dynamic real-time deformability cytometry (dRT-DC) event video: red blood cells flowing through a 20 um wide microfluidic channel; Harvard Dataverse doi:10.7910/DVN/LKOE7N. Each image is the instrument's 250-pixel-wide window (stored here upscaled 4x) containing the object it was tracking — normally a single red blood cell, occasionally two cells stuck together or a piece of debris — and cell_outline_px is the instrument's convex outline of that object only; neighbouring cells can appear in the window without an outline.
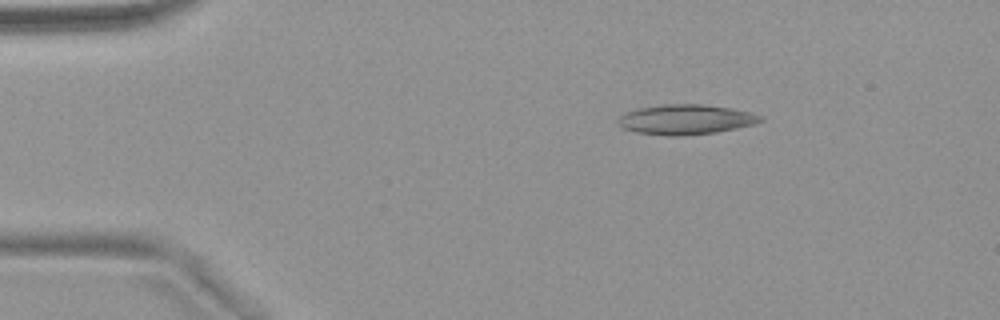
{"species": "common noctule bat (a hibernating species)", "species_latin": "Nyctalus noctula", "temperature_condition": "warm", "stored_images_in_passage": 49, "camera_frame_rate_fps": 3000, "um_per_image_px": 0.085, "animal": {"sex": "female", "body_mass_g": 18.4}, "frame": {"image": 1, "passage_image": 5, "time_ms": 1.333, "image_size_px": [1000, 320], "cell_outline_px": [[764, 120], [756, 124], [716, 132], [676, 136], [668, 136], [636, 132], [624, 128], [616, 120], [624, 112], [636, 108], [664, 104], [700, 104], [732, 108], [752, 112], [764, 116]], "centroid_in_image_um": [58.31, 10.15], "position_along_channel_um": 26.7, "area_um2": 25.03}}
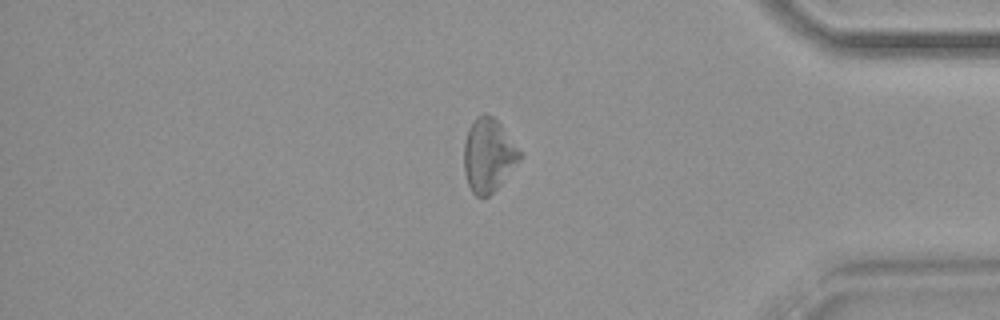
{"frame": {"image": 2, "passage_image": 41, "time_ms": 13.333, "image_size_px": [1000, 320], "cell_outline_px": [[524, 156], [500, 184], [488, 196], [476, 196], [472, 192], [468, 184], [464, 172], [464, 144], [468, 128], [472, 120], [476, 116], [484, 112], [492, 116], [500, 124], [524, 152]], "centroid_in_image_um": [41.54, 13.16], "position_along_channel_um": 393.7, "area_um2": 24.16}}
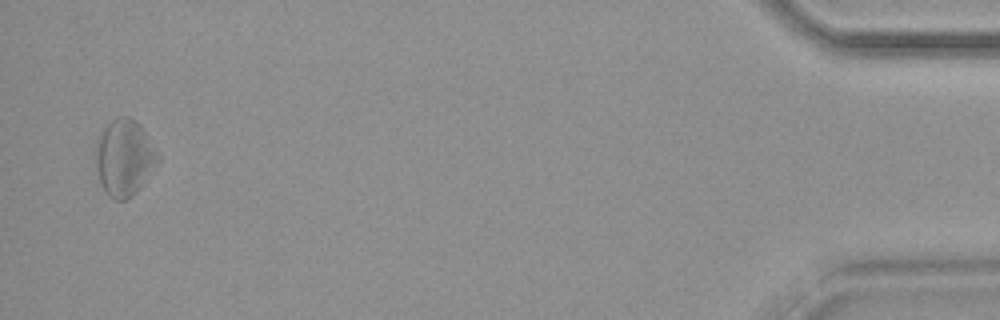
{"frame": {"image": 3, "passage_image": 48, "time_ms": 15.667, "image_size_px": [1000, 320], "cell_outline_px": [[160, 160], [136, 192], [132, 196], [124, 200], [112, 200], [104, 192], [100, 184], [92, 156], [96, 140], [100, 132], [112, 120], [120, 116], [128, 116], [136, 120], [140, 124], [160, 156]], "centroid_in_image_um": [10.51, 13.41], "position_along_channel_um": 424.7, "area_um2": 28.26}}